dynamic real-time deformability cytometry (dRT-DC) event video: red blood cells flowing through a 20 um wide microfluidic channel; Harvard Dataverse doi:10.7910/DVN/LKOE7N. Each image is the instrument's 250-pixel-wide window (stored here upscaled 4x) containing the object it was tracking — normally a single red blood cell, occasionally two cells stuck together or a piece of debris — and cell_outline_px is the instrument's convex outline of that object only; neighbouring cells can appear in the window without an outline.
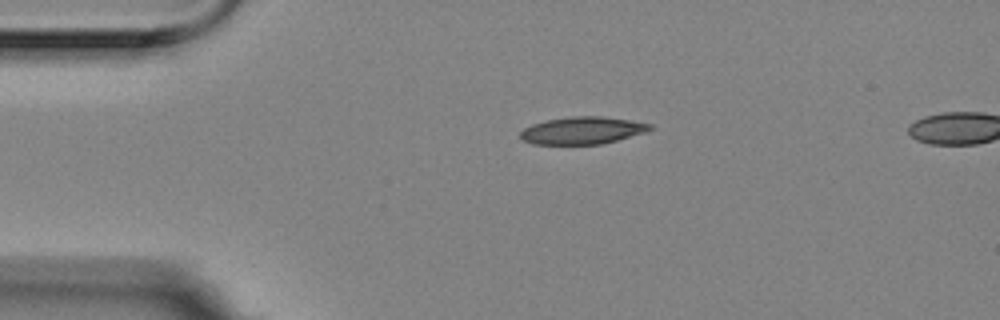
{"species": "Egyptian fruit bat (a non-hibernating species)", "species_latin": "Rousettus aegyptiacus", "temperature_condition": "room temperature", "stored_images_in_passage": 24, "camera_frame_rate_fps": 3000, "um_per_image_px": 0.085, "animal": {"sex": "female"}, "frame": {"image": 1, "passage_image": 1, "time_ms": 0.0, "image_size_px": [1000, 320], "cell_outline_px": [[656, 128], [644, 132], [616, 140], [600, 144], [532, 144], [520, 140], [520, 132], [524, 128], [532, 124], [548, 120], [568, 116], [600, 116], [628, 120], [652, 124]], "centroid_in_image_um": [49.47, 11.09], "position_along_channel_um": 35.5, "area_um2": 20.58}}
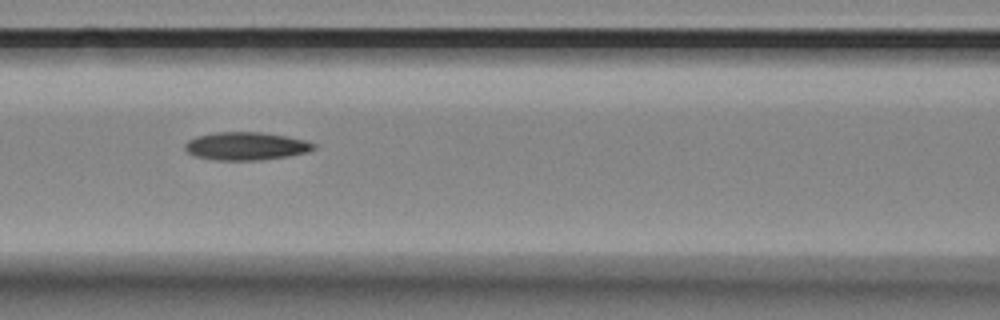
{"frame": {"image": 2, "passage_image": 13, "time_ms": 4.0, "image_size_px": [1000, 320], "cell_outline_px": [[316, 148], [308, 152], [288, 156], [260, 160], [216, 160], [192, 156], [184, 148], [184, 144], [188, 140], [196, 136], [216, 132], [260, 132], [288, 136], [304, 140], [316, 144]], "centroid_in_image_um": [20.9, 12.42], "position_along_channel_um": 145.7, "area_um2": 21.15}}
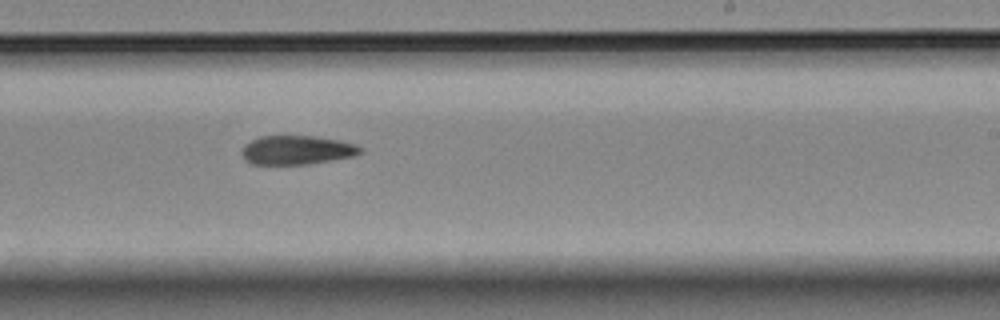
{"frame": {"image": 3, "passage_image": 23, "time_ms": 7.333, "image_size_px": [1000, 320], "cell_outline_px": [[364, 152], [352, 156], [308, 164], [252, 164], [244, 160], [240, 152], [244, 144], [260, 136], [316, 136], [340, 140], [356, 144], [364, 148]], "centroid_in_image_um": [25.23, 12.75], "position_along_channel_um": 263.8, "area_um2": 20.17}}